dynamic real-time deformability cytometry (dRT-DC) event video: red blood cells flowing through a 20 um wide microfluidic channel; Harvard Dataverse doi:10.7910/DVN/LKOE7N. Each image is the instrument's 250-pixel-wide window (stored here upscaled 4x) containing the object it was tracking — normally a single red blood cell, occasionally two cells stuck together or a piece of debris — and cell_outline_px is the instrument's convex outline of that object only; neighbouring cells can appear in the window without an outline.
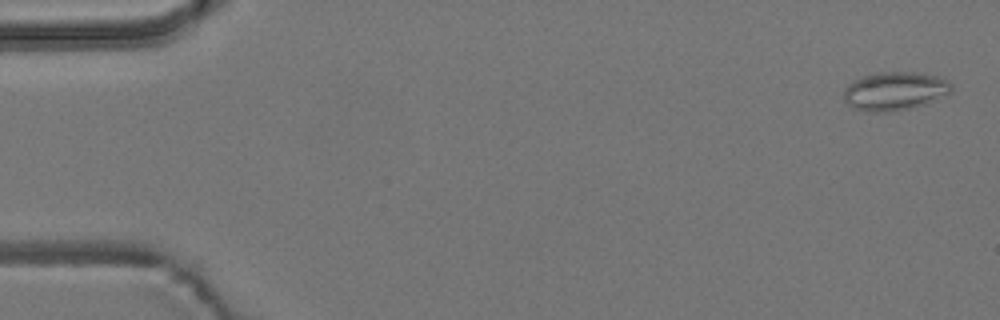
{"species": "common noctule bat (a hibernating species)", "species_latin": "Nyctalus noctula", "temperature_condition": "room temperature", "stored_images_in_passage": 5, "camera_frame_rate_fps": 3000, "um_per_image_px": 0.085, "animal": {"sex": "male", "body_mass_g": 19.2, "forearm_length_mm": 51.8}, "frame": {"image": 1, "passage_image": 1, "time_ms": 0.0, "image_size_px": [1000, 320], "cell_outline_px": [[952, 92], [924, 104], [908, 108], [884, 112], [872, 112], [852, 108], [844, 100], [844, 88], [852, 80], [864, 76], [880, 72], [916, 72], [940, 76], [948, 80], [952, 84]], "centroid_in_image_um": [76.06, 7.72], "position_along_channel_um": 8.9, "area_um2": 24.16}}